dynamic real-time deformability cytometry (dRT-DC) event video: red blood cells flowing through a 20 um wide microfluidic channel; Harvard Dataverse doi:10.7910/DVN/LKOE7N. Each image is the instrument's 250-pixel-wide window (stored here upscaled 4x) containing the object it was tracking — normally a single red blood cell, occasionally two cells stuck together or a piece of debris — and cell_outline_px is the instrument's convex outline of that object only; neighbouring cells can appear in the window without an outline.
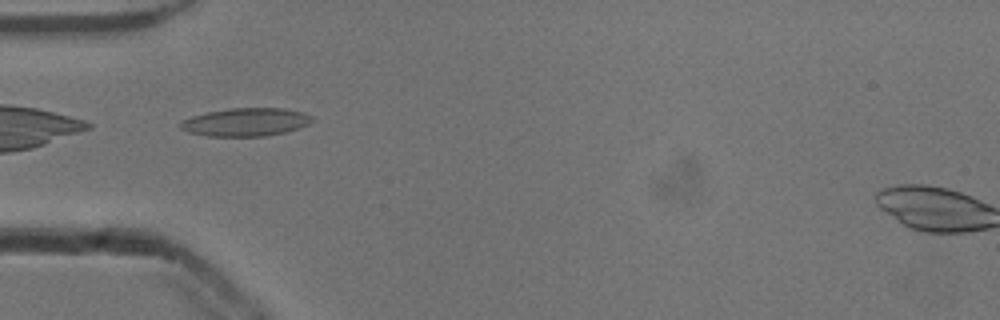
{"species": "common noctule bat (a hibernating species)", "species_latin": "Nyctalus noctula", "temperature_condition": "cold", "stored_images_in_passage": 36, "camera_frame_rate_fps": 3000, "um_per_image_px": 0.085, "animal": {"sex": "male", "body_mass_g": 13.3}, "frame": {"image": 1, "passage_image": 1, "time_ms": 0.0, "image_size_px": [1000, 320], "cell_outline_px": [[312, 120], [308, 124], [300, 128], [284, 132], [264, 136], [208, 136], [188, 132], [180, 128], [180, 124], [184, 120], [192, 116], [208, 112], [228, 108], [284, 108], [304, 112], [312, 116]], "centroid_in_image_um": [20.91, 10.37], "position_along_channel_um": 64.1, "area_um2": 21.5}}
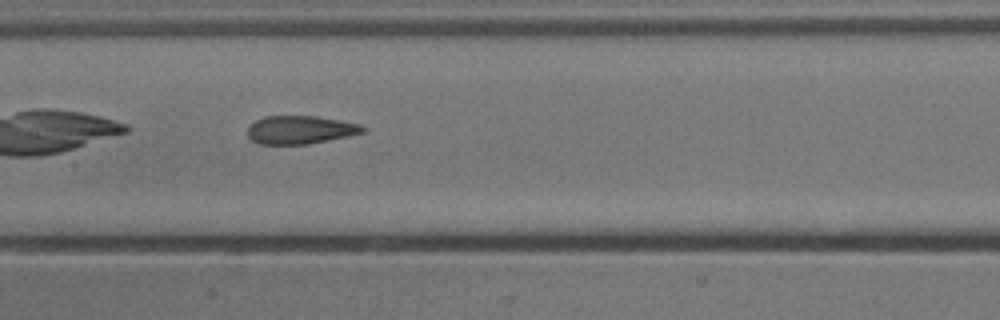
{"frame": {"image": 2, "passage_image": 10, "time_ms": 3.0, "image_size_px": [1000, 320], "cell_outline_px": [[368, 128], [364, 132], [348, 136], [308, 144], [260, 144], [252, 140], [248, 136], [248, 128], [256, 120], [264, 116], [316, 116], [340, 120], [360, 124]], "centroid_in_image_um": [25.55, 11.03], "position_along_channel_um": 181.9, "area_um2": 18.9}}
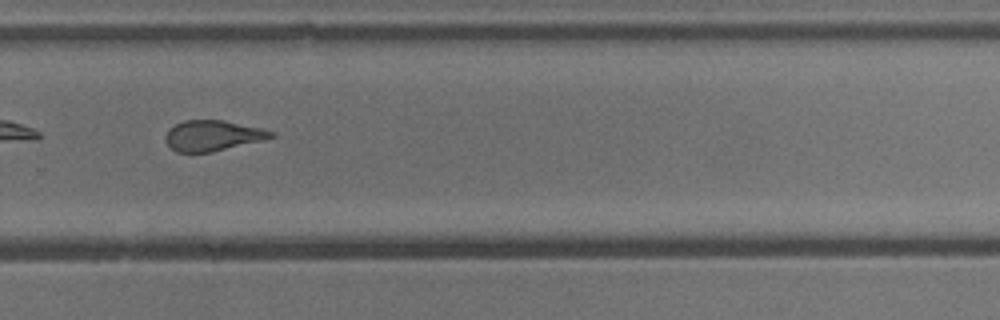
{"frame": {"image": 3, "passage_image": 20, "time_ms": 6.333, "image_size_px": [1000, 320], "cell_outline_px": [[276, 136], [264, 140], [212, 152], [176, 152], [164, 140], [164, 136], [168, 128], [184, 120], [224, 120], [260, 128], [276, 132]], "centroid_in_image_um": [18.08, 11.52], "position_along_channel_um": 311.7, "area_um2": 18.9}, "authors_computed_cell_mechanics": {"area_um2": 19.8543, "velocity_mm_per_s": 3.9124, "shape_relaxation_time_tau1_ms": 9.0715, "shape_relaxation_time_tau2_ms": 1.9172, "deformation_change_tau1": 0.2281, "deformation_change_tau2": 0.1081}}